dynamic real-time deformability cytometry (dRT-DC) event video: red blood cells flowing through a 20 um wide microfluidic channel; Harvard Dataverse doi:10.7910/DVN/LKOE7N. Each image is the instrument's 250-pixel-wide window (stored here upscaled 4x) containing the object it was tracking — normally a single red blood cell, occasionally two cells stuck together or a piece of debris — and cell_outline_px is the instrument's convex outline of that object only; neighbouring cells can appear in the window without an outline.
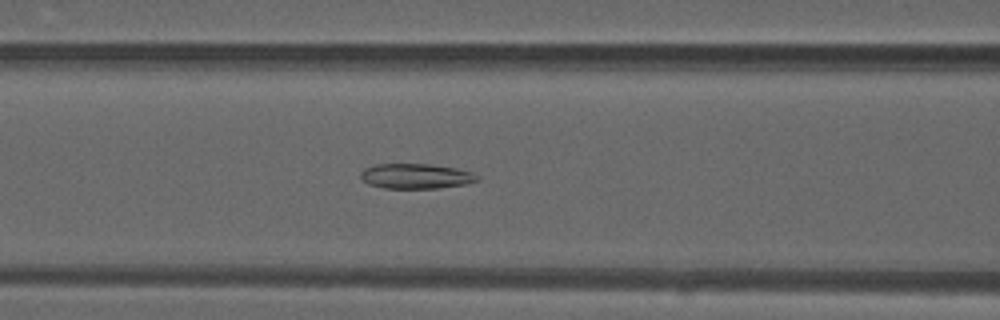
{"species": "common noctule bat (a hibernating species)", "species_latin": "Nyctalus noctula", "temperature_condition": "warm", "stored_images_in_passage": 50, "camera_frame_rate_fps": 3000, "um_per_image_px": 0.085, "animal": {"sex": "male", "forearm_length_mm": 52.5}, "frame": {"image": 1, "passage_image": 21, "time_ms": 6.667, "image_size_px": [1000, 320], "cell_outline_px": [[480, 180], [468, 184], [436, 188], [384, 188], [368, 184], [360, 180], [360, 172], [364, 168], [376, 164], [432, 164], [456, 168], [472, 172], [480, 176]], "centroid_in_image_um": [35.36, 14.97], "position_along_channel_um": 131.2, "area_um2": 17.28}}
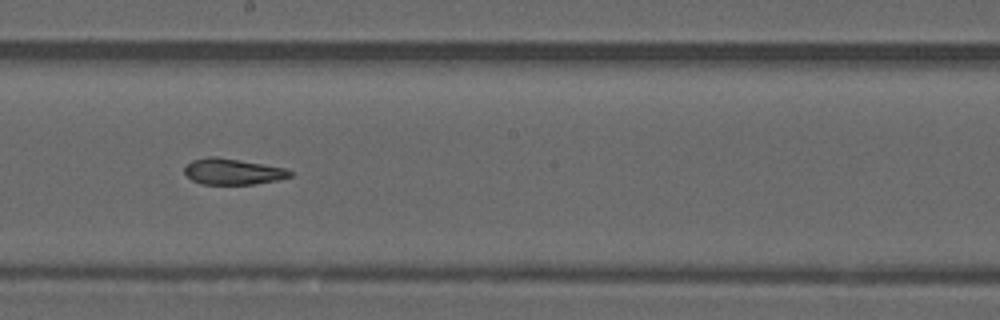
{"frame": {"image": 2, "passage_image": 28, "time_ms": 9.0, "image_size_px": [1000, 320], "cell_outline_px": [[292, 176], [276, 180], [252, 184], [204, 184], [192, 180], [184, 172], [184, 168], [192, 160], [208, 156], [216, 156], [284, 168], [292, 172]], "centroid_in_image_um": [19.75, 14.58], "position_along_channel_um": 228.4, "area_um2": 15.72}}
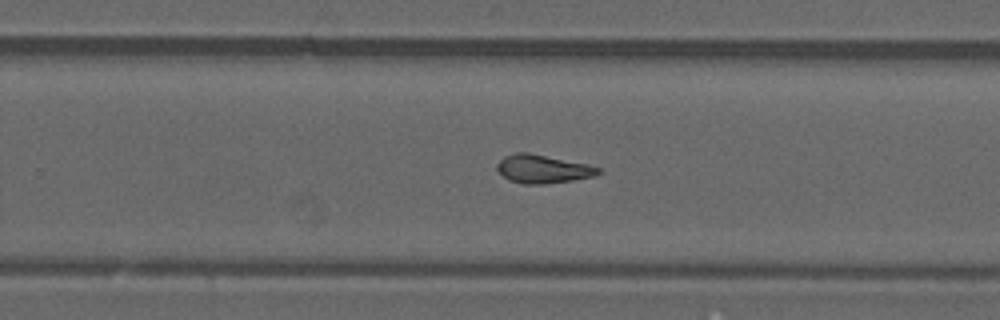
{"frame": {"image": 3, "passage_image": 32, "time_ms": 10.333, "image_size_px": [1000, 320], "cell_outline_px": [[604, 172], [596, 176], [572, 180], [544, 184], [524, 184], [508, 180], [496, 168], [496, 164], [504, 156], [516, 152], [528, 152], [588, 164], [600, 168]], "centroid_in_image_um": [46.16, 14.36], "position_along_channel_um": 283.6, "area_um2": 16.88}, "authors_computed_cell_mechanics": {"area_um2": 17.4845, "velocity_mm_per_s": 4.1715, "shape_relaxation_time_tau1_ms": null, "shape_relaxation_time_tau2_ms": 3.4862, "deformation_change_tau1": null, "deformation_change_tau2": 0.1253}}